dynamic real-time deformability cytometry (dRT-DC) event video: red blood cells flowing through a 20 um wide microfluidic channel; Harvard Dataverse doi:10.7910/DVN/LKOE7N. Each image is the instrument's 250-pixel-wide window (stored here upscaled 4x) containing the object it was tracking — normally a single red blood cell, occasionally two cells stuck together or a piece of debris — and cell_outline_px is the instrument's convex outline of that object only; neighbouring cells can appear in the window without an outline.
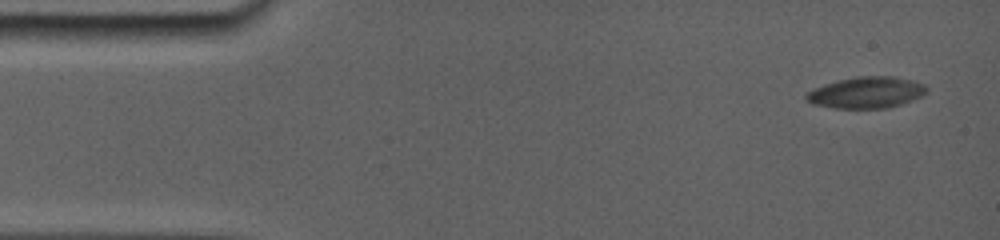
{"species": "common noctule bat (a hibernating species)", "species_latin": "Nyctalus noctula", "temperature_condition": "room temperature", "stored_images_in_passage": 27, "camera_frame_rate_fps": 5000, "um_per_image_px": 0.085, "animal": {"sex": "female", "body_mass_g": 19.0, "forearm_length_mm": 56.7}, "frame": {"image": 1, "passage_image": 1, "time_ms": 0.0, "image_size_px": [1000, 240], "cell_outline_px": [[928, 92], [920, 96], [900, 104], [884, 108], [836, 108], [816, 104], [808, 100], [804, 96], [808, 92], [824, 84], [836, 80], [856, 76], [896, 76], [916, 80], [924, 84], [928, 88]], "centroid_in_image_um": [73.69, 7.84], "position_along_channel_um": 11.3, "area_um2": 21.91}}
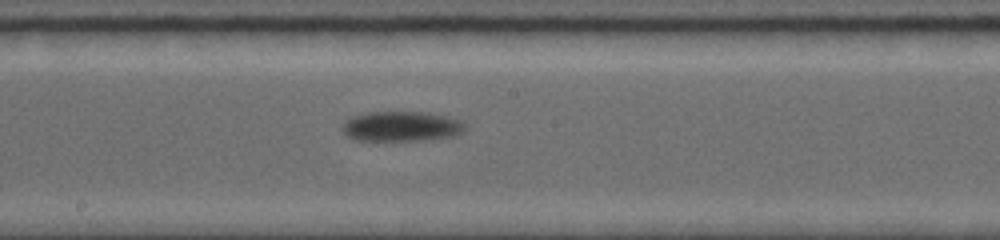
{"frame": {"image": 2, "passage_image": 16, "time_ms": 8.6, "image_size_px": [1000, 240], "cell_outline_px": [[464, 128], [460, 132], [452, 136], [420, 140], [360, 140], [348, 136], [344, 132], [344, 124], [352, 116], [372, 112], [420, 112], [440, 116], [456, 120], [464, 124]], "centroid_in_image_um": [34.07, 10.74], "position_along_channel_um": 214.1, "area_um2": 20.52}}
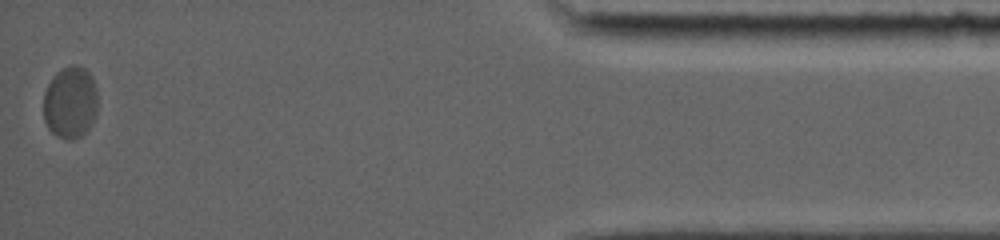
{"frame": {"image": 3, "passage_image": 27, "time_ms": 16.4, "image_size_px": [1000, 240], "cell_outline_px": [[96, 112], [92, 124], [80, 136], [72, 140], [68, 140], [52, 132], [48, 128], [44, 120], [44, 92], [52, 76], [56, 72], [72, 64], [76, 64], [84, 68], [92, 76], [96, 88]], "centroid_in_image_um": [5.96, 8.68], "position_along_channel_um": 429.2, "area_um2": 22.72}, "authors_computed_cell_mechanics": {"area_um2": 20.808, "velocity_mm_per_s": 3.6071, "shape_relaxation_time_tau1_ms": 3.1397, "shape_relaxation_time_tau2_ms": null, "deformation_change_tau1": 0.043, "deformation_change_tau2": null}}